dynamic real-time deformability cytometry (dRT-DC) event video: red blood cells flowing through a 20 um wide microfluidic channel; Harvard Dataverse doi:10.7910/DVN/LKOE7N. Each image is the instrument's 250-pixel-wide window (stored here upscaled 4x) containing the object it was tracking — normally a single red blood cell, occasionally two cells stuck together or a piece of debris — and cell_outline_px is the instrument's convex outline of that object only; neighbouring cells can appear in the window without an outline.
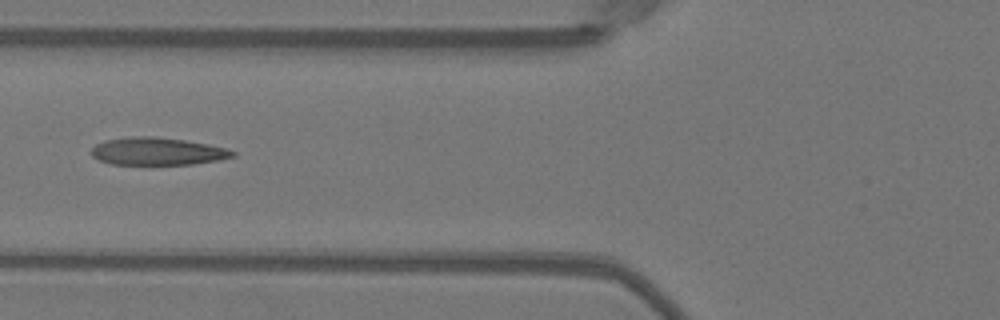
{"species": "Egyptian fruit bat (a non-hibernating species)", "species_latin": "Rousettus aegyptiacus", "temperature_condition": "warm", "stored_images_in_passage": 14, "camera_frame_rate_fps": 3000, "um_per_image_px": 0.085, "animal": {"sex": "female"}, "frame": {"image": 1, "passage_image": 5, "time_ms": 1.333, "image_size_px": [1000, 320], "cell_outline_px": [[236, 156], [220, 160], [192, 164], [112, 164], [100, 160], [92, 156], [92, 148], [96, 144], [104, 140], [132, 136], [156, 136], [184, 140], [208, 144], [228, 148], [236, 152]], "centroid_in_image_um": [13.42, 12.85], "position_along_channel_um": 112.4, "area_um2": 22.77}}
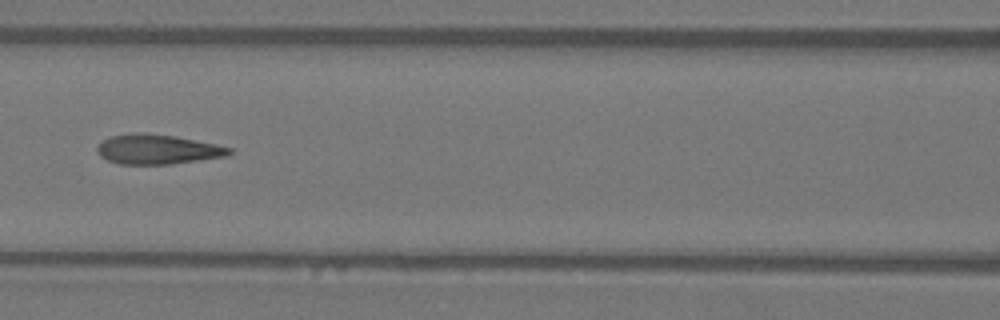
{"frame": {"image": 2, "passage_image": 8, "time_ms": 2.333, "image_size_px": [1000, 320], "cell_outline_px": [[232, 152], [228, 156], [172, 164], [120, 164], [108, 160], [100, 156], [96, 148], [104, 140], [112, 136], [176, 136], [216, 144], [232, 148]], "centroid_in_image_um": [13.48, 12.75], "position_along_channel_um": 153.1, "area_um2": 21.85}}